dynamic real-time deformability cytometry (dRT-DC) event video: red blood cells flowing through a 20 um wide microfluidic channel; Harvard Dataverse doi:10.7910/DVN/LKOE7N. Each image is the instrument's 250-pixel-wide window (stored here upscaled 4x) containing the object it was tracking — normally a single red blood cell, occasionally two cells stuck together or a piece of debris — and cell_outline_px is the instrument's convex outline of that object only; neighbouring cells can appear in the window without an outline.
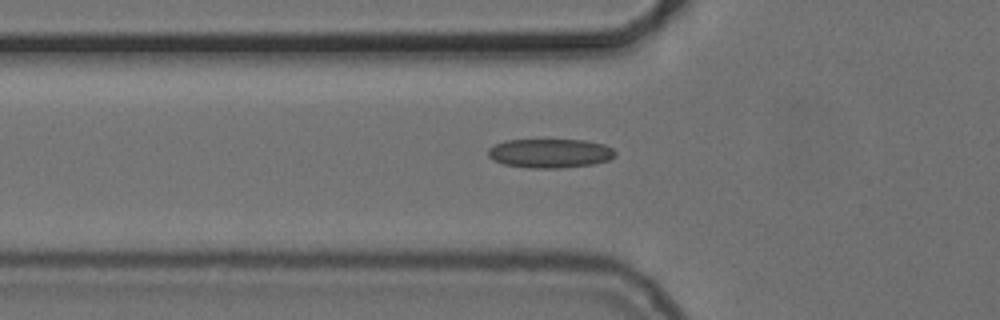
{"species": "common noctule bat (a hibernating species)", "species_latin": "Nyctalus noctula", "temperature_condition": "cold", "stored_images_in_passage": 42, "camera_frame_rate_fps": 3000, "um_per_image_px": 0.085, "animal": {"sex": "female", "body_mass_g": 24.6, "forearm_length_mm": 56.2}, "frame": {"image": 1, "passage_image": 10, "time_ms": 3.0, "image_size_px": [1000, 320], "cell_outline_px": [[616, 156], [608, 160], [592, 164], [560, 168], [528, 168], [504, 164], [492, 160], [488, 156], [488, 148], [504, 140], [584, 140], [604, 144], [612, 148], [616, 152]], "centroid_in_image_um": [46.74, 13.03], "position_along_channel_um": 79.1, "area_um2": 21.62}}
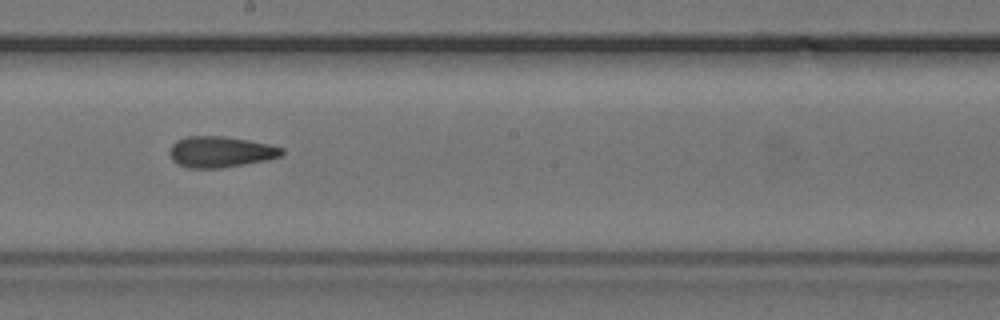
{"frame": {"image": 2, "passage_image": 22, "time_ms": 7.0, "image_size_px": [1000, 320], "cell_outline_px": [[284, 152], [280, 156], [268, 160], [220, 168], [188, 168], [176, 164], [172, 160], [168, 152], [172, 144], [176, 140], [188, 136], [224, 136], [248, 140], [268, 144], [284, 148]], "centroid_in_image_um": [18.71, 12.91], "position_along_channel_um": 229.5, "area_um2": 20.4}}
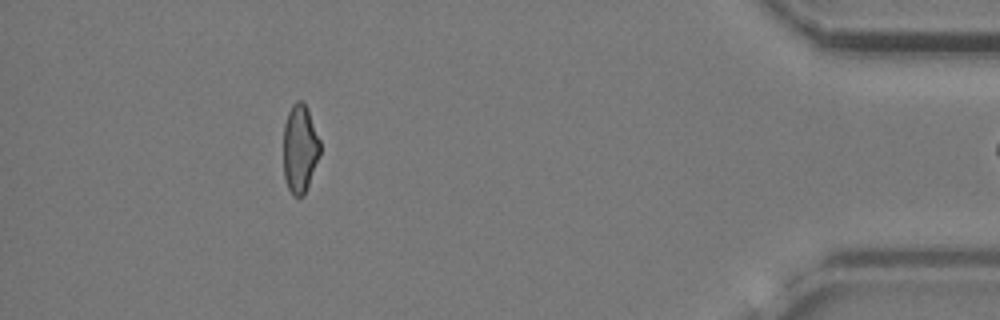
{"frame": {"image": 3, "passage_image": 41, "time_ms": 13.333, "image_size_px": [1000, 320], "cell_outline_px": [[320, 156], [304, 196], [292, 196], [288, 188], [284, 176], [284, 124], [288, 112], [292, 104], [296, 100], [304, 100], [308, 108], [320, 140]], "centroid_in_image_um": [25.5, 12.61], "position_along_channel_um": 409.7, "area_um2": 19.13}}